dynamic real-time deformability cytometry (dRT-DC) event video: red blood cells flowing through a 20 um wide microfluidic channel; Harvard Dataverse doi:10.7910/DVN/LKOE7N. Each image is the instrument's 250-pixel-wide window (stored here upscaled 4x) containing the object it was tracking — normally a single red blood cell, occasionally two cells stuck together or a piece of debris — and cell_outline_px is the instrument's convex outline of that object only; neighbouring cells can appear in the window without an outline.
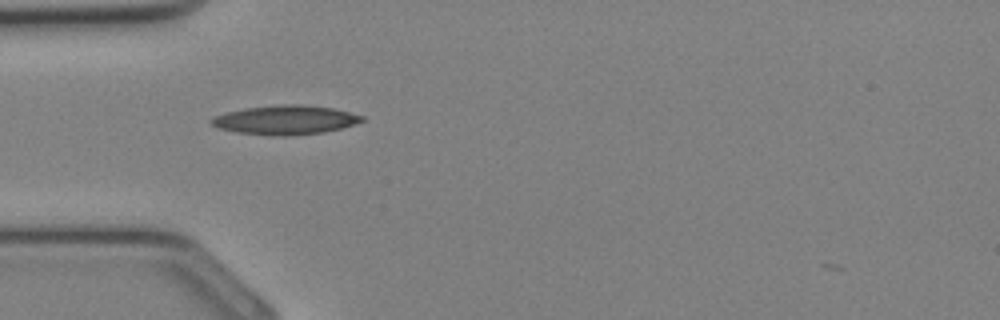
{"species": "Egyptian fruit bat (a non-hibernating species)", "species_latin": "Rousettus aegyptiacus", "temperature_condition": "cold", "stored_images_in_passage": 25, "camera_frame_rate_fps": 3000, "um_per_image_px": 0.085, "animal": {"sex": "female"}, "frame": {"image": 1, "passage_image": 2, "time_ms": 0.333, "image_size_px": [1000, 320], "cell_outline_px": [[364, 120], [340, 128], [324, 132], [288, 136], [272, 136], [236, 132], [216, 128], [208, 124], [208, 120], [212, 116], [244, 108], [280, 104], [300, 104], [332, 108], [364, 116]], "centroid_in_image_um": [24.15, 10.2], "position_along_channel_um": 60.8, "area_um2": 25.72}}
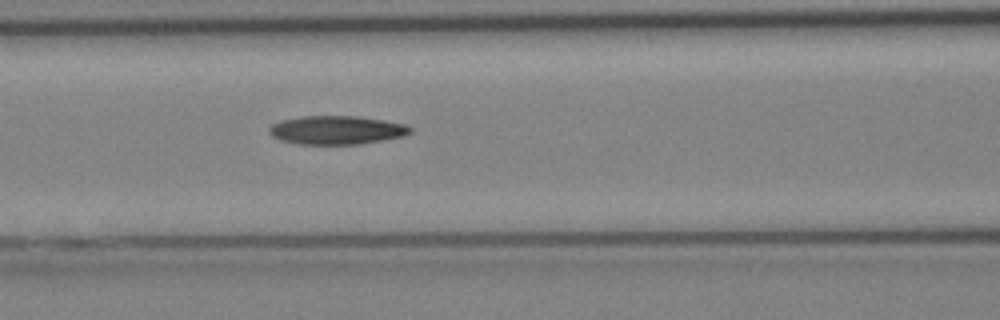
{"frame": {"image": 2, "passage_image": 6, "time_ms": 1.667, "image_size_px": [1000, 320], "cell_outline_px": [[412, 132], [404, 136], [384, 140], [360, 144], [300, 144], [280, 140], [272, 136], [268, 132], [268, 128], [272, 124], [280, 120], [300, 116], [360, 116], [384, 120], [404, 124], [412, 128]], "centroid_in_image_um": [28.6, 11.05], "position_along_channel_um": 138.0, "area_um2": 23.7}}
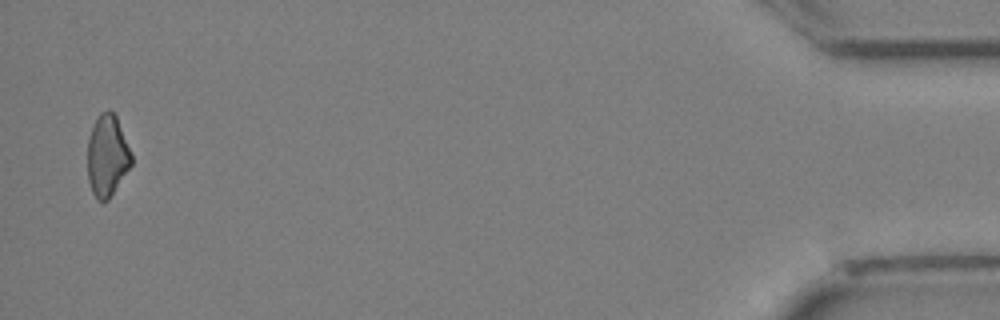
{"frame": {"image": 3, "passage_image": 25, "time_ms": 8.0, "image_size_px": [1000, 320], "cell_outline_px": [[132, 164], [108, 200], [96, 200], [92, 192], [88, 180], [88, 140], [92, 128], [100, 112], [112, 112], [116, 116], [132, 152]], "centroid_in_image_um": [9.12, 13.26], "position_along_channel_um": 426.1, "area_um2": 20.63}}